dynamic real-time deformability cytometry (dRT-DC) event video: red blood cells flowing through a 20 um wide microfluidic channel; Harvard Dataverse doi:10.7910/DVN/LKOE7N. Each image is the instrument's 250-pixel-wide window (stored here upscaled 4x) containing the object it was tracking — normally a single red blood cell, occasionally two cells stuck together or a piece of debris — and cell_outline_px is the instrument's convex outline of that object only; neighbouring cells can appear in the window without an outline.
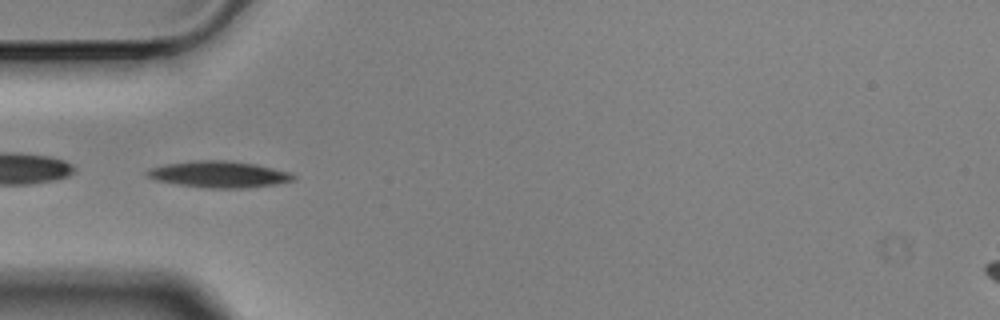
{"species": "Egyptian fruit bat (a non-hibernating species)", "species_latin": "Rousettus aegyptiacus", "temperature_condition": "cold", "stored_images_in_passage": 3, "camera_frame_rate_fps": 3000, "um_per_image_px": 0.085, "animal": {"sex": "male"}, "frame": {"image": 1, "passage_image": 3, "time_ms": 0.667, "image_size_px": [1000, 320], "cell_outline_px": [[296, 176], [292, 180], [276, 184], [248, 188], [204, 188], [156, 180], [148, 176], [144, 172], [148, 168], [164, 164], [192, 160], [224, 160], [256, 164], [292, 172]], "centroid_in_image_um": [18.61, 14.81], "position_along_channel_um": 66.4, "area_um2": 22.66}}